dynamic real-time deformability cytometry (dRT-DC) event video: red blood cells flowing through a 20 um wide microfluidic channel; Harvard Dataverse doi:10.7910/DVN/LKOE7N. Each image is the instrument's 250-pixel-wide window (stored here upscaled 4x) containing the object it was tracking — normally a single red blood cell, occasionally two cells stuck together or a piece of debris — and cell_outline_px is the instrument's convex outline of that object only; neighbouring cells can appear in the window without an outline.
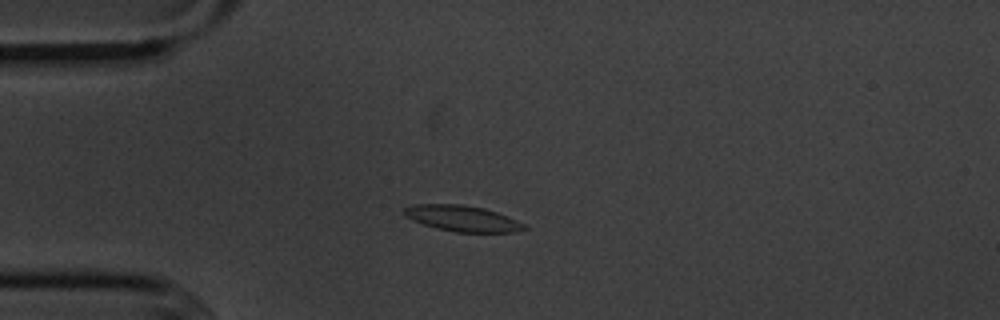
{"species": "common noctule bat (a hibernating species)", "species_latin": "Nyctalus noctula", "temperature_condition": "cold", "stored_images_in_passage": 54, "camera_frame_rate_fps": 3000, "um_per_image_px": 0.085, "animal": {"sex": "male", "body_mass_g": 20.1, "forearm_length_mm": 53.5}, "frame": {"image": 1, "passage_image": 13, "time_ms": 4.0, "image_size_px": [1000, 320], "cell_outline_px": [[528, 228], [516, 232], [456, 232], [436, 228], [424, 224], [404, 216], [400, 212], [408, 204], [464, 204], [484, 208], [508, 216], [524, 224]], "centroid_in_image_um": [39.26, 18.55], "position_along_channel_um": 45.7, "area_um2": 18.26}}
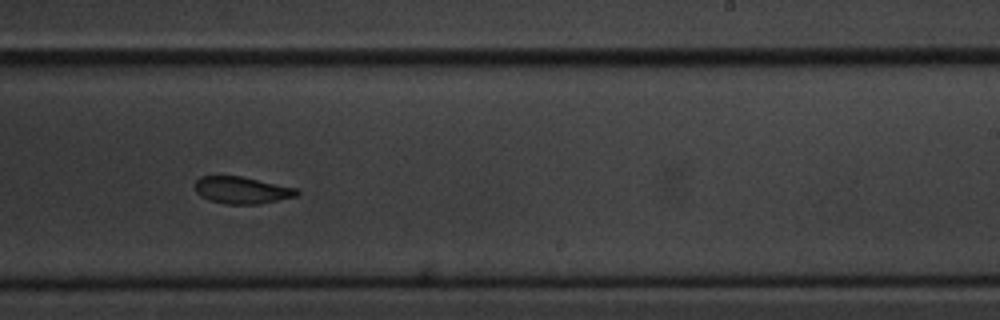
{"frame": {"image": 2, "passage_image": 33, "time_ms": 10.667, "image_size_px": [1000, 320], "cell_outline_px": [[300, 192], [296, 196], [260, 204], [228, 204], [208, 200], [200, 196], [196, 192], [192, 184], [200, 176], [240, 176], [296, 188]], "centroid_in_image_um": [20.5, 16.16], "position_along_channel_um": 268.5, "area_um2": 16.07}}
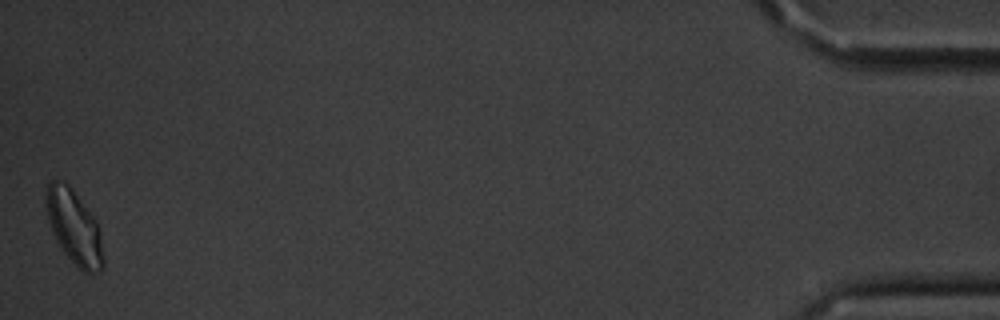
{"frame": {"image": 3, "passage_image": 54, "time_ms": 17.667, "image_size_px": [1000, 320], "cell_outline_px": [[104, 268], [100, 272], [84, 272], [76, 268], [60, 248], [52, 232], [48, 220], [44, 196], [44, 192], [48, 184], [52, 180], [64, 180], [72, 188], [96, 220], [100, 232], [104, 256]], "centroid_in_image_um": [6.29, 19.32], "position_along_channel_um": 428.9, "area_um2": 25.2}, "authors_computed_cell_mechanics": {"area_um2": 17.7446, "velocity_mm_per_s": 3.593, "shape_relaxation_time_tau1_ms": 4.6058, "shape_relaxation_time_tau2_ms": null, "deformation_change_tau1": 0.1032, "deformation_change_tau2": null}}